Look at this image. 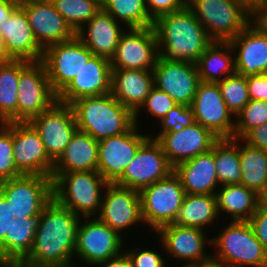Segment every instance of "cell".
<instances>
[{
    "label": "cell",
    "mask_w": 267,
    "mask_h": 267,
    "mask_svg": "<svg viewBox=\"0 0 267 267\" xmlns=\"http://www.w3.org/2000/svg\"><path fill=\"white\" fill-rule=\"evenodd\" d=\"M80 217L53 197L38 217L30 253L16 267H50L71 263Z\"/></svg>",
    "instance_id": "cell-1"
},
{
    "label": "cell",
    "mask_w": 267,
    "mask_h": 267,
    "mask_svg": "<svg viewBox=\"0 0 267 267\" xmlns=\"http://www.w3.org/2000/svg\"><path fill=\"white\" fill-rule=\"evenodd\" d=\"M153 28L159 57L169 61L196 63L213 42L187 5L181 10L159 16L153 22Z\"/></svg>",
    "instance_id": "cell-2"
},
{
    "label": "cell",
    "mask_w": 267,
    "mask_h": 267,
    "mask_svg": "<svg viewBox=\"0 0 267 267\" xmlns=\"http://www.w3.org/2000/svg\"><path fill=\"white\" fill-rule=\"evenodd\" d=\"M78 130L100 141L129 131L134 125V113L111 93L83 97L71 104Z\"/></svg>",
    "instance_id": "cell-3"
},
{
    "label": "cell",
    "mask_w": 267,
    "mask_h": 267,
    "mask_svg": "<svg viewBox=\"0 0 267 267\" xmlns=\"http://www.w3.org/2000/svg\"><path fill=\"white\" fill-rule=\"evenodd\" d=\"M42 210H18L0 194V267H16L31 251Z\"/></svg>",
    "instance_id": "cell-4"
},
{
    "label": "cell",
    "mask_w": 267,
    "mask_h": 267,
    "mask_svg": "<svg viewBox=\"0 0 267 267\" xmlns=\"http://www.w3.org/2000/svg\"><path fill=\"white\" fill-rule=\"evenodd\" d=\"M53 197L64 207L87 220L100 212L101 188L109 183L97 171L52 173Z\"/></svg>",
    "instance_id": "cell-5"
},
{
    "label": "cell",
    "mask_w": 267,
    "mask_h": 267,
    "mask_svg": "<svg viewBox=\"0 0 267 267\" xmlns=\"http://www.w3.org/2000/svg\"><path fill=\"white\" fill-rule=\"evenodd\" d=\"M222 231L207 242L218 247L213 258L231 267H267V250L248 221H231Z\"/></svg>",
    "instance_id": "cell-6"
},
{
    "label": "cell",
    "mask_w": 267,
    "mask_h": 267,
    "mask_svg": "<svg viewBox=\"0 0 267 267\" xmlns=\"http://www.w3.org/2000/svg\"><path fill=\"white\" fill-rule=\"evenodd\" d=\"M186 5L213 41H230L251 23V13L233 0H188Z\"/></svg>",
    "instance_id": "cell-7"
},
{
    "label": "cell",
    "mask_w": 267,
    "mask_h": 267,
    "mask_svg": "<svg viewBox=\"0 0 267 267\" xmlns=\"http://www.w3.org/2000/svg\"><path fill=\"white\" fill-rule=\"evenodd\" d=\"M17 122H29L57 102L44 63L20 60L17 87Z\"/></svg>",
    "instance_id": "cell-8"
},
{
    "label": "cell",
    "mask_w": 267,
    "mask_h": 267,
    "mask_svg": "<svg viewBox=\"0 0 267 267\" xmlns=\"http://www.w3.org/2000/svg\"><path fill=\"white\" fill-rule=\"evenodd\" d=\"M143 222L157 231L175 222L186 195L174 171L139 191Z\"/></svg>",
    "instance_id": "cell-9"
},
{
    "label": "cell",
    "mask_w": 267,
    "mask_h": 267,
    "mask_svg": "<svg viewBox=\"0 0 267 267\" xmlns=\"http://www.w3.org/2000/svg\"><path fill=\"white\" fill-rule=\"evenodd\" d=\"M92 56L93 52L77 36L44 49L41 61L52 90L58 95Z\"/></svg>",
    "instance_id": "cell-10"
},
{
    "label": "cell",
    "mask_w": 267,
    "mask_h": 267,
    "mask_svg": "<svg viewBox=\"0 0 267 267\" xmlns=\"http://www.w3.org/2000/svg\"><path fill=\"white\" fill-rule=\"evenodd\" d=\"M174 171L161 145L149 138L138 150L133 160L114 184L140 191Z\"/></svg>",
    "instance_id": "cell-11"
},
{
    "label": "cell",
    "mask_w": 267,
    "mask_h": 267,
    "mask_svg": "<svg viewBox=\"0 0 267 267\" xmlns=\"http://www.w3.org/2000/svg\"><path fill=\"white\" fill-rule=\"evenodd\" d=\"M195 122L208 129L218 139H232L235 121L228 109L218 83L200 82L191 104Z\"/></svg>",
    "instance_id": "cell-12"
},
{
    "label": "cell",
    "mask_w": 267,
    "mask_h": 267,
    "mask_svg": "<svg viewBox=\"0 0 267 267\" xmlns=\"http://www.w3.org/2000/svg\"><path fill=\"white\" fill-rule=\"evenodd\" d=\"M158 56L157 36L153 26L129 28V32L121 34L110 63L112 69L153 70Z\"/></svg>",
    "instance_id": "cell-13"
},
{
    "label": "cell",
    "mask_w": 267,
    "mask_h": 267,
    "mask_svg": "<svg viewBox=\"0 0 267 267\" xmlns=\"http://www.w3.org/2000/svg\"><path fill=\"white\" fill-rule=\"evenodd\" d=\"M29 123L39 133L48 156L55 162L78 130L71 105L56 102Z\"/></svg>",
    "instance_id": "cell-14"
},
{
    "label": "cell",
    "mask_w": 267,
    "mask_h": 267,
    "mask_svg": "<svg viewBox=\"0 0 267 267\" xmlns=\"http://www.w3.org/2000/svg\"><path fill=\"white\" fill-rule=\"evenodd\" d=\"M13 159L22 175L52 176L54 161L29 122H12Z\"/></svg>",
    "instance_id": "cell-15"
},
{
    "label": "cell",
    "mask_w": 267,
    "mask_h": 267,
    "mask_svg": "<svg viewBox=\"0 0 267 267\" xmlns=\"http://www.w3.org/2000/svg\"><path fill=\"white\" fill-rule=\"evenodd\" d=\"M90 220L79 224L74 254L86 264L96 266L120 255L123 242L120 233L98 217Z\"/></svg>",
    "instance_id": "cell-16"
},
{
    "label": "cell",
    "mask_w": 267,
    "mask_h": 267,
    "mask_svg": "<svg viewBox=\"0 0 267 267\" xmlns=\"http://www.w3.org/2000/svg\"><path fill=\"white\" fill-rule=\"evenodd\" d=\"M149 138L138 133L135 124L126 133L100 140L97 172L108 183H114Z\"/></svg>",
    "instance_id": "cell-17"
},
{
    "label": "cell",
    "mask_w": 267,
    "mask_h": 267,
    "mask_svg": "<svg viewBox=\"0 0 267 267\" xmlns=\"http://www.w3.org/2000/svg\"><path fill=\"white\" fill-rule=\"evenodd\" d=\"M154 87L166 92L177 104L191 106L199 85L197 65L187 61L157 58L153 68Z\"/></svg>",
    "instance_id": "cell-18"
},
{
    "label": "cell",
    "mask_w": 267,
    "mask_h": 267,
    "mask_svg": "<svg viewBox=\"0 0 267 267\" xmlns=\"http://www.w3.org/2000/svg\"><path fill=\"white\" fill-rule=\"evenodd\" d=\"M150 138L155 139L161 145L173 167L209 151L218 140L215 135L197 122L186 128H178Z\"/></svg>",
    "instance_id": "cell-19"
},
{
    "label": "cell",
    "mask_w": 267,
    "mask_h": 267,
    "mask_svg": "<svg viewBox=\"0 0 267 267\" xmlns=\"http://www.w3.org/2000/svg\"><path fill=\"white\" fill-rule=\"evenodd\" d=\"M20 6L25 10L34 38L43 50L76 36L51 0H33Z\"/></svg>",
    "instance_id": "cell-20"
},
{
    "label": "cell",
    "mask_w": 267,
    "mask_h": 267,
    "mask_svg": "<svg viewBox=\"0 0 267 267\" xmlns=\"http://www.w3.org/2000/svg\"><path fill=\"white\" fill-rule=\"evenodd\" d=\"M98 218L118 233L142 222L139 191L114 183L105 187Z\"/></svg>",
    "instance_id": "cell-21"
},
{
    "label": "cell",
    "mask_w": 267,
    "mask_h": 267,
    "mask_svg": "<svg viewBox=\"0 0 267 267\" xmlns=\"http://www.w3.org/2000/svg\"><path fill=\"white\" fill-rule=\"evenodd\" d=\"M111 71L110 59L93 55L80 72L57 95V102L71 105L83 97L110 93Z\"/></svg>",
    "instance_id": "cell-22"
},
{
    "label": "cell",
    "mask_w": 267,
    "mask_h": 267,
    "mask_svg": "<svg viewBox=\"0 0 267 267\" xmlns=\"http://www.w3.org/2000/svg\"><path fill=\"white\" fill-rule=\"evenodd\" d=\"M0 194L18 210H43L53 198V180L44 175H21L0 182Z\"/></svg>",
    "instance_id": "cell-23"
},
{
    "label": "cell",
    "mask_w": 267,
    "mask_h": 267,
    "mask_svg": "<svg viewBox=\"0 0 267 267\" xmlns=\"http://www.w3.org/2000/svg\"><path fill=\"white\" fill-rule=\"evenodd\" d=\"M202 230L172 223L160 227L156 232L169 255L188 260L189 264L183 265L185 267H194L211 257L205 253L207 238Z\"/></svg>",
    "instance_id": "cell-24"
},
{
    "label": "cell",
    "mask_w": 267,
    "mask_h": 267,
    "mask_svg": "<svg viewBox=\"0 0 267 267\" xmlns=\"http://www.w3.org/2000/svg\"><path fill=\"white\" fill-rule=\"evenodd\" d=\"M0 34L13 60L34 62L42 59L43 49L35 40L28 17L21 6H17L0 22Z\"/></svg>",
    "instance_id": "cell-25"
},
{
    "label": "cell",
    "mask_w": 267,
    "mask_h": 267,
    "mask_svg": "<svg viewBox=\"0 0 267 267\" xmlns=\"http://www.w3.org/2000/svg\"><path fill=\"white\" fill-rule=\"evenodd\" d=\"M229 43L234 52L238 49L234 54L236 73L245 77L267 73V36L252 22Z\"/></svg>",
    "instance_id": "cell-26"
},
{
    "label": "cell",
    "mask_w": 267,
    "mask_h": 267,
    "mask_svg": "<svg viewBox=\"0 0 267 267\" xmlns=\"http://www.w3.org/2000/svg\"><path fill=\"white\" fill-rule=\"evenodd\" d=\"M154 87L153 70L112 69L110 93L134 113L135 124L140 106Z\"/></svg>",
    "instance_id": "cell-27"
},
{
    "label": "cell",
    "mask_w": 267,
    "mask_h": 267,
    "mask_svg": "<svg viewBox=\"0 0 267 267\" xmlns=\"http://www.w3.org/2000/svg\"><path fill=\"white\" fill-rule=\"evenodd\" d=\"M186 194H213L219 181L217 179L214 144L209 151L174 167Z\"/></svg>",
    "instance_id": "cell-28"
},
{
    "label": "cell",
    "mask_w": 267,
    "mask_h": 267,
    "mask_svg": "<svg viewBox=\"0 0 267 267\" xmlns=\"http://www.w3.org/2000/svg\"><path fill=\"white\" fill-rule=\"evenodd\" d=\"M120 23L102 9L92 17L86 27H82L76 36L93 52V55L111 59L116 52L121 34L125 31Z\"/></svg>",
    "instance_id": "cell-29"
},
{
    "label": "cell",
    "mask_w": 267,
    "mask_h": 267,
    "mask_svg": "<svg viewBox=\"0 0 267 267\" xmlns=\"http://www.w3.org/2000/svg\"><path fill=\"white\" fill-rule=\"evenodd\" d=\"M98 145L88 133L77 130L60 157L54 162L52 173L97 171Z\"/></svg>",
    "instance_id": "cell-30"
},
{
    "label": "cell",
    "mask_w": 267,
    "mask_h": 267,
    "mask_svg": "<svg viewBox=\"0 0 267 267\" xmlns=\"http://www.w3.org/2000/svg\"><path fill=\"white\" fill-rule=\"evenodd\" d=\"M233 53L235 54L229 41H213L196 62L200 81L217 83L233 75Z\"/></svg>",
    "instance_id": "cell-31"
},
{
    "label": "cell",
    "mask_w": 267,
    "mask_h": 267,
    "mask_svg": "<svg viewBox=\"0 0 267 267\" xmlns=\"http://www.w3.org/2000/svg\"><path fill=\"white\" fill-rule=\"evenodd\" d=\"M216 193L218 213H229L233 221H248L257 210V194L242 184L221 186Z\"/></svg>",
    "instance_id": "cell-32"
},
{
    "label": "cell",
    "mask_w": 267,
    "mask_h": 267,
    "mask_svg": "<svg viewBox=\"0 0 267 267\" xmlns=\"http://www.w3.org/2000/svg\"><path fill=\"white\" fill-rule=\"evenodd\" d=\"M217 199L213 194H186L175 224L203 229L218 215Z\"/></svg>",
    "instance_id": "cell-33"
},
{
    "label": "cell",
    "mask_w": 267,
    "mask_h": 267,
    "mask_svg": "<svg viewBox=\"0 0 267 267\" xmlns=\"http://www.w3.org/2000/svg\"><path fill=\"white\" fill-rule=\"evenodd\" d=\"M244 146L238 145L241 180L240 184L254 191H260L267 181V152L242 142Z\"/></svg>",
    "instance_id": "cell-34"
},
{
    "label": "cell",
    "mask_w": 267,
    "mask_h": 267,
    "mask_svg": "<svg viewBox=\"0 0 267 267\" xmlns=\"http://www.w3.org/2000/svg\"><path fill=\"white\" fill-rule=\"evenodd\" d=\"M238 140L242 139H218L214 143V161L217 179L221 186L240 184L241 167Z\"/></svg>",
    "instance_id": "cell-35"
},
{
    "label": "cell",
    "mask_w": 267,
    "mask_h": 267,
    "mask_svg": "<svg viewBox=\"0 0 267 267\" xmlns=\"http://www.w3.org/2000/svg\"><path fill=\"white\" fill-rule=\"evenodd\" d=\"M20 60L0 63V124L17 122Z\"/></svg>",
    "instance_id": "cell-36"
},
{
    "label": "cell",
    "mask_w": 267,
    "mask_h": 267,
    "mask_svg": "<svg viewBox=\"0 0 267 267\" xmlns=\"http://www.w3.org/2000/svg\"><path fill=\"white\" fill-rule=\"evenodd\" d=\"M101 9L116 21L121 19L128 29L153 26L154 21L148 15L146 0H101Z\"/></svg>",
    "instance_id": "cell-37"
},
{
    "label": "cell",
    "mask_w": 267,
    "mask_h": 267,
    "mask_svg": "<svg viewBox=\"0 0 267 267\" xmlns=\"http://www.w3.org/2000/svg\"><path fill=\"white\" fill-rule=\"evenodd\" d=\"M51 1L76 33L101 10V0Z\"/></svg>",
    "instance_id": "cell-38"
},
{
    "label": "cell",
    "mask_w": 267,
    "mask_h": 267,
    "mask_svg": "<svg viewBox=\"0 0 267 267\" xmlns=\"http://www.w3.org/2000/svg\"><path fill=\"white\" fill-rule=\"evenodd\" d=\"M217 83L228 109L236 116L250 101L246 77L235 72Z\"/></svg>",
    "instance_id": "cell-39"
},
{
    "label": "cell",
    "mask_w": 267,
    "mask_h": 267,
    "mask_svg": "<svg viewBox=\"0 0 267 267\" xmlns=\"http://www.w3.org/2000/svg\"><path fill=\"white\" fill-rule=\"evenodd\" d=\"M235 117L233 138L242 139L251 129L267 122V101L250 99Z\"/></svg>",
    "instance_id": "cell-40"
},
{
    "label": "cell",
    "mask_w": 267,
    "mask_h": 267,
    "mask_svg": "<svg viewBox=\"0 0 267 267\" xmlns=\"http://www.w3.org/2000/svg\"><path fill=\"white\" fill-rule=\"evenodd\" d=\"M13 159L12 122L0 128V182L21 176Z\"/></svg>",
    "instance_id": "cell-41"
},
{
    "label": "cell",
    "mask_w": 267,
    "mask_h": 267,
    "mask_svg": "<svg viewBox=\"0 0 267 267\" xmlns=\"http://www.w3.org/2000/svg\"><path fill=\"white\" fill-rule=\"evenodd\" d=\"M163 127L158 134H164L178 128H186L195 123V118L191 106L176 104L167 112V115L160 120Z\"/></svg>",
    "instance_id": "cell-42"
},
{
    "label": "cell",
    "mask_w": 267,
    "mask_h": 267,
    "mask_svg": "<svg viewBox=\"0 0 267 267\" xmlns=\"http://www.w3.org/2000/svg\"><path fill=\"white\" fill-rule=\"evenodd\" d=\"M176 104L166 92L153 87L140 108H147L148 112L161 120Z\"/></svg>",
    "instance_id": "cell-43"
},
{
    "label": "cell",
    "mask_w": 267,
    "mask_h": 267,
    "mask_svg": "<svg viewBox=\"0 0 267 267\" xmlns=\"http://www.w3.org/2000/svg\"><path fill=\"white\" fill-rule=\"evenodd\" d=\"M185 5V0H146L147 12L153 21L159 16L181 10Z\"/></svg>",
    "instance_id": "cell-44"
},
{
    "label": "cell",
    "mask_w": 267,
    "mask_h": 267,
    "mask_svg": "<svg viewBox=\"0 0 267 267\" xmlns=\"http://www.w3.org/2000/svg\"><path fill=\"white\" fill-rule=\"evenodd\" d=\"M127 250V254L132 261L133 267H165V260L160 254L150 250L139 251Z\"/></svg>",
    "instance_id": "cell-45"
},
{
    "label": "cell",
    "mask_w": 267,
    "mask_h": 267,
    "mask_svg": "<svg viewBox=\"0 0 267 267\" xmlns=\"http://www.w3.org/2000/svg\"><path fill=\"white\" fill-rule=\"evenodd\" d=\"M255 236L267 250V208L257 207L256 212L248 220Z\"/></svg>",
    "instance_id": "cell-46"
},
{
    "label": "cell",
    "mask_w": 267,
    "mask_h": 267,
    "mask_svg": "<svg viewBox=\"0 0 267 267\" xmlns=\"http://www.w3.org/2000/svg\"><path fill=\"white\" fill-rule=\"evenodd\" d=\"M246 81L250 99L267 101V73L246 76Z\"/></svg>",
    "instance_id": "cell-47"
},
{
    "label": "cell",
    "mask_w": 267,
    "mask_h": 267,
    "mask_svg": "<svg viewBox=\"0 0 267 267\" xmlns=\"http://www.w3.org/2000/svg\"><path fill=\"white\" fill-rule=\"evenodd\" d=\"M242 139L249 145L267 152V122L251 129Z\"/></svg>",
    "instance_id": "cell-48"
},
{
    "label": "cell",
    "mask_w": 267,
    "mask_h": 267,
    "mask_svg": "<svg viewBox=\"0 0 267 267\" xmlns=\"http://www.w3.org/2000/svg\"><path fill=\"white\" fill-rule=\"evenodd\" d=\"M251 17H253L251 20L252 24L267 36V5L262 2L261 5L251 13Z\"/></svg>",
    "instance_id": "cell-49"
},
{
    "label": "cell",
    "mask_w": 267,
    "mask_h": 267,
    "mask_svg": "<svg viewBox=\"0 0 267 267\" xmlns=\"http://www.w3.org/2000/svg\"><path fill=\"white\" fill-rule=\"evenodd\" d=\"M103 267H133L132 261L128 254L124 251L120 255L110 258L105 262L98 264Z\"/></svg>",
    "instance_id": "cell-50"
},
{
    "label": "cell",
    "mask_w": 267,
    "mask_h": 267,
    "mask_svg": "<svg viewBox=\"0 0 267 267\" xmlns=\"http://www.w3.org/2000/svg\"><path fill=\"white\" fill-rule=\"evenodd\" d=\"M17 6L10 0H0V22H3Z\"/></svg>",
    "instance_id": "cell-51"
},
{
    "label": "cell",
    "mask_w": 267,
    "mask_h": 267,
    "mask_svg": "<svg viewBox=\"0 0 267 267\" xmlns=\"http://www.w3.org/2000/svg\"><path fill=\"white\" fill-rule=\"evenodd\" d=\"M233 1L242 5L250 13H252L263 2V0H233Z\"/></svg>",
    "instance_id": "cell-52"
},
{
    "label": "cell",
    "mask_w": 267,
    "mask_h": 267,
    "mask_svg": "<svg viewBox=\"0 0 267 267\" xmlns=\"http://www.w3.org/2000/svg\"><path fill=\"white\" fill-rule=\"evenodd\" d=\"M194 267H231V266L211 256L208 260H205Z\"/></svg>",
    "instance_id": "cell-53"
},
{
    "label": "cell",
    "mask_w": 267,
    "mask_h": 267,
    "mask_svg": "<svg viewBox=\"0 0 267 267\" xmlns=\"http://www.w3.org/2000/svg\"><path fill=\"white\" fill-rule=\"evenodd\" d=\"M257 205L258 207L267 208V181L257 193Z\"/></svg>",
    "instance_id": "cell-54"
},
{
    "label": "cell",
    "mask_w": 267,
    "mask_h": 267,
    "mask_svg": "<svg viewBox=\"0 0 267 267\" xmlns=\"http://www.w3.org/2000/svg\"><path fill=\"white\" fill-rule=\"evenodd\" d=\"M13 60L8 53L5 40L0 34V63H6Z\"/></svg>",
    "instance_id": "cell-55"
},
{
    "label": "cell",
    "mask_w": 267,
    "mask_h": 267,
    "mask_svg": "<svg viewBox=\"0 0 267 267\" xmlns=\"http://www.w3.org/2000/svg\"><path fill=\"white\" fill-rule=\"evenodd\" d=\"M11 2L15 3L16 5L20 6L22 4H25L27 2H31L33 0H10Z\"/></svg>",
    "instance_id": "cell-56"
},
{
    "label": "cell",
    "mask_w": 267,
    "mask_h": 267,
    "mask_svg": "<svg viewBox=\"0 0 267 267\" xmlns=\"http://www.w3.org/2000/svg\"><path fill=\"white\" fill-rule=\"evenodd\" d=\"M50 267H75V265L72 263H69V264H65V265H56V266H50Z\"/></svg>",
    "instance_id": "cell-57"
},
{
    "label": "cell",
    "mask_w": 267,
    "mask_h": 267,
    "mask_svg": "<svg viewBox=\"0 0 267 267\" xmlns=\"http://www.w3.org/2000/svg\"><path fill=\"white\" fill-rule=\"evenodd\" d=\"M263 3L267 5V0H263Z\"/></svg>",
    "instance_id": "cell-58"
}]
</instances>
